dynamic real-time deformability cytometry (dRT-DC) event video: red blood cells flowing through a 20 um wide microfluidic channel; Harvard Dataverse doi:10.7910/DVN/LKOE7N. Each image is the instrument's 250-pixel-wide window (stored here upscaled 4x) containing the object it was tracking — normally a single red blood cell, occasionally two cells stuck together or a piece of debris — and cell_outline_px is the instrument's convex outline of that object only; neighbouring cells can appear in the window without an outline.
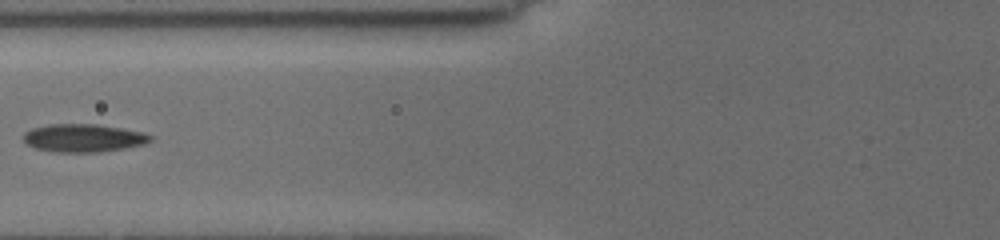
{"species": "common noctule bat (a hibernating species)", "species_latin": "Nyctalus noctula", "temperature_condition": "cold", "stored_images_in_passage": 11, "camera_frame_rate_fps": 3000, "um_per_image_px": 0.085, "animal": {"sex": "female", "body_mass_g": 19.5, "forearm_length_mm": 54.1}, "frame": {"image": 1, "passage_image": 7, "time_ms": 7.333, "image_size_px": [1000, 240], "cell_outline_px": [[152, 140], [144, 144], [124, 148], [96, 152], [56, 152], [36, 148], [28, 144], [24, 140], [24, 132], [32, 128], [48, 124], [96, 124], [120, 128], [140, 132], [152, 136]], "centroid_in_image_um": [7.07, 11.72], "position_along_channel_um": 118.7, "area_um2": 20.46}}
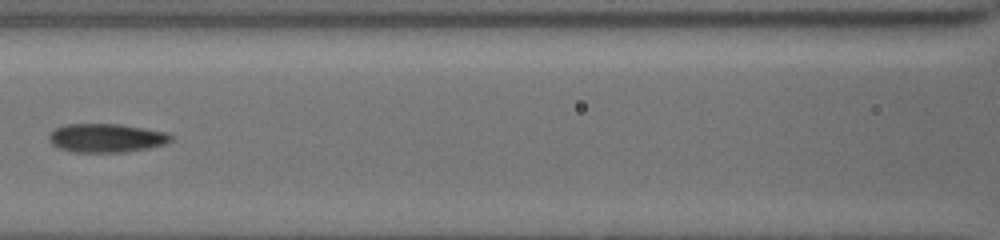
{"frame": {"image": 2, "passage_image": 8, "time_ms": 8.333, "image_size_px": [1000, 240], "cell_outline_px": [[172, 140], [168, 144], [148, 148], [124, 152], [72, 152], [60, 148], [52, 144], [48, 140], [48, 136], [56, 128], [64, 124], [120, 124], [168, 132], [172, 136]], "centroid_in_image_um": [9.07, 11.73], "position_along_channel_um": 157.5, "area_um2": 20.52}}
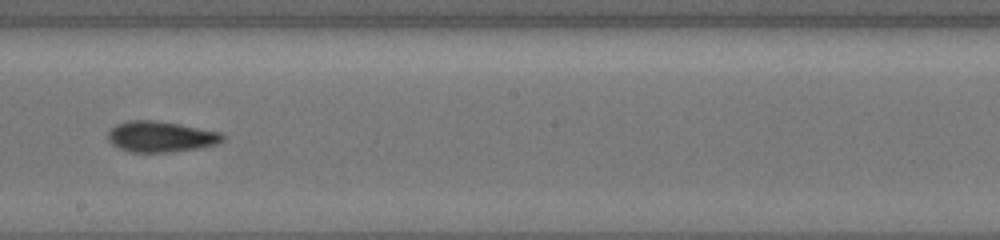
{"frame": {"image": 3, "passage_image": 10, "time_ms": 10.333, "image_size_px": [1000, 240], "cell_outline_px": [[224, 140], [216, 144], [200, 148], [168, 152], [128, 152], [112, 144], [108, 140], [108, 132], [116, 124], [128, 120], [152, 120], [180, 124], [224, 132]], "centroid_in_image_um": [13.69, 11.61], "position_along_channel_um": 234.5, "area_um2": 20.75}}